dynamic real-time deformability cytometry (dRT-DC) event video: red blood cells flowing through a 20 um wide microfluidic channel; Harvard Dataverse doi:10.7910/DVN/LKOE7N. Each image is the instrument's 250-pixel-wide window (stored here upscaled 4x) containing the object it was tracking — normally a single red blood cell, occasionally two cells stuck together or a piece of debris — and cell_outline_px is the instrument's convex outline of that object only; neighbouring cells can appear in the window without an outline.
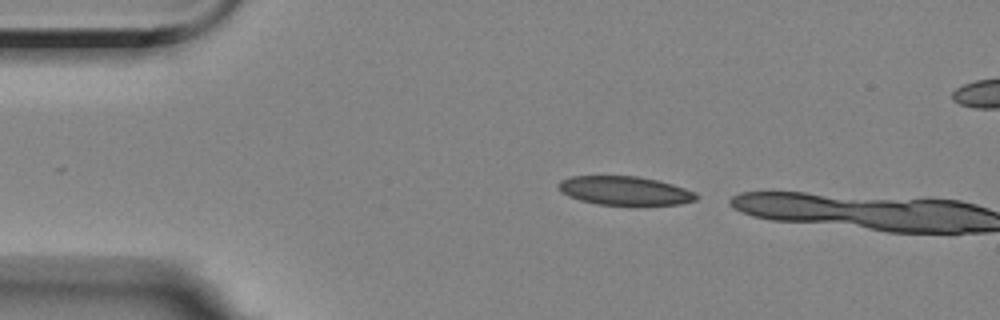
{"species": "Egyptian fruit bat (a non-hibernating species)", "species_latin": "Rousettus aegyptiacus", "temperature_condition": "room temperature", "stored_images_in_passage": 2, "camera_frame_rate_fps": 3000, "um_per_image_px": 0.085, "animal": {"sex": "female"}, "frame": {"image": 1, "passage_image": 1, "time_ms": 0.0, "image_size_px": [1000, 320], "cell_outline_px": [[700, 196], [696, 200], [680, 204], [596, 204], [580, 200], [568, 196], [556, 184], [560, 180], [572, 176], [636, 176], [660, 180], [696, 192]], "centroid_in_image_um": [53.13, 16.19], "position_along_channel_um": 31.9, "area_um2": 22.95}}